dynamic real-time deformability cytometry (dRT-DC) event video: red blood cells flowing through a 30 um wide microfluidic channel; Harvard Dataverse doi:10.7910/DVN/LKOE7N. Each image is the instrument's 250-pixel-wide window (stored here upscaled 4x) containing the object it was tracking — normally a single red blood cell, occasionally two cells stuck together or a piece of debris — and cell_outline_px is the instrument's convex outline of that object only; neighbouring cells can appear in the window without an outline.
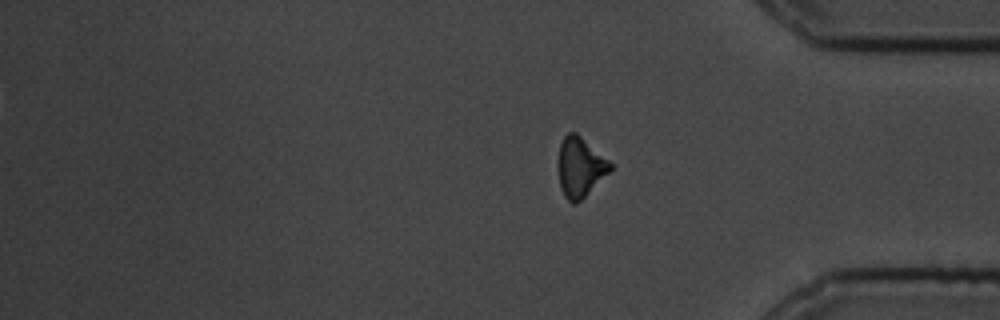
{"species": "common noctule bat (a hibernating species)", "species_latin": "Nyctalus noctula", "temperature_condition": "cold", "stored_images_in_passage": 18, "segment_of_instrument_passage": [2, 2], "camera_frame_rate_fps": 3000, "um_per_image_px": 0.085, "animal": {"sex": "male", "body_mass_g": 19.5, "forearm_length_mm": 54.6}, "frame": {"image": 1, "passage_image": 18, "time_ms": 22.667, "image_size_px": [1000, 320], "cell_outline_px": [[612, 168], [576, 204], [572, 204], [564, 196], [560, 188], [556, 168], [556, 164], [560, 144], [564, 136], [568, 132], [576, 132], [608, 160], [612, 164]], "centroid_in_image_um": [49.23, 14.2], "position_along_channel_um": 386.0, "area_um2": 18.09}}